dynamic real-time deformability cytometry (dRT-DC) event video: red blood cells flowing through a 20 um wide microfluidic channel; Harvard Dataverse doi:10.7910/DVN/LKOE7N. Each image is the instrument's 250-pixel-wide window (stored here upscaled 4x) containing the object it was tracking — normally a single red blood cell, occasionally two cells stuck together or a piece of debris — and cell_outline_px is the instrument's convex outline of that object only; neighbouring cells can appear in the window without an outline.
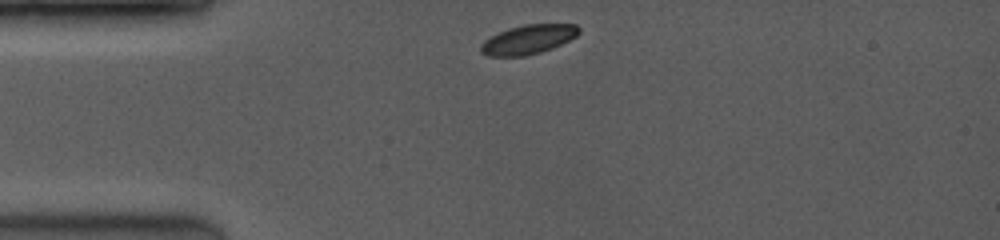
{"species": "common noctule bat (a hibernating species)", "species_latin": "Nyctalus noctula", "temperature_condition": "room temperature", "stored_images_in_passage": 9, "camera_frame_rate_fps": 3500, "um_per_image_px": 0.085, "animal": {"sex": "female", "body_mass_g": 19.0, "forearm_length_mm": 53.3}, "frame": {"image": 1, "passage_image": 1, "time_ms": 0.0, "image_size_px": [1000, 240], "cell_outline_px": [[580, 32], [576, 36], [552, 48], [540, 52], [524, 56], [488, 56], [480, 52], [480, 44], [484, 40], [508, 28], [524, 24], [576, 24], [580, 28]], "centroid_in_image_um": [44.88, 3.35], "position_along_channel_um": 40.1, "area_um2": 16.65}}